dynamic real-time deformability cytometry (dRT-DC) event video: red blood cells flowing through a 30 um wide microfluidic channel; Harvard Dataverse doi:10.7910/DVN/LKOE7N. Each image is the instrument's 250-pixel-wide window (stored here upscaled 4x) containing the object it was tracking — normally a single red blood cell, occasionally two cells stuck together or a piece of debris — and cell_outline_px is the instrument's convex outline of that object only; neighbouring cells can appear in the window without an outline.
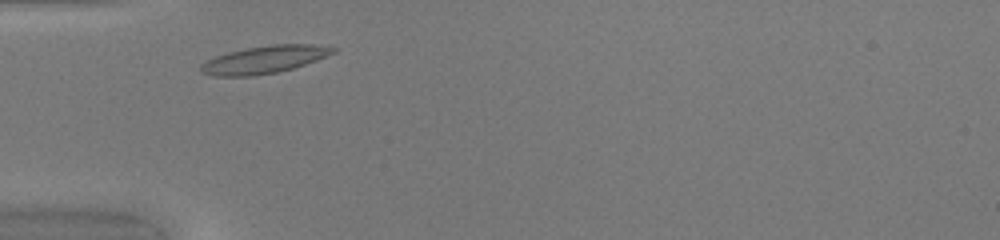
{"species": "common noctule bat (a hibernating species)", "species_latin": "Nyctalus noctula", "temperature_condition": "warm", "stored_images_in_passage": 29, "camera_frame_rate_fps": 3000, "um_per_image_px": 0.085, "animal": {"sex": "female", "body_mass_g": 20.0, "forearm_length_mm": 54.0}, "frame": {"image": 1, "passage_image": 3, "time_ms": 0.667, "image_size_px": [1000, 240], "cell_outline_px": [[336, 52], [316, 60], [292, 68], [276, 72], [252, 76], [212, 76], [200, 72], [200, 64], [216, 56], [228, 52], [248, 48], [272, 44], [312, 44], [336, 48]], "centroid_in_image_um": [22.44, 5.07], "position_along_channel_um": 62.6, "area_um2": 20.98}}
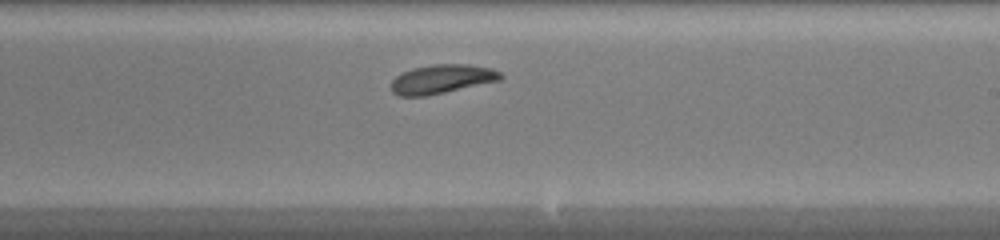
{"frame": {"image": 2, "passage_image": 17, "time_ms": 5.333, "image_size_px": [1000, 240], "cell_outline_px": [[504, 76], [500, 80], [428, 96], [400, 96], [392, 92], [392, 80], [396, 76], [412, 68], [432, 64], [468, 64], [492, 68], [500, 72]], "centroid_in_image_um": [37.57, 6.72], "position_along_channel_um": 251.4, "area_um2": 18.5}}
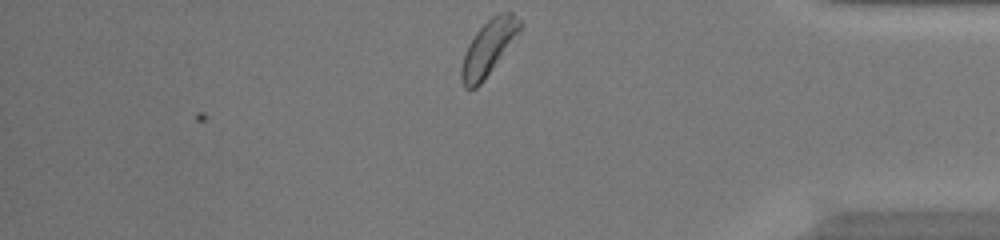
{"frame": {"image": 3, "passage_image": 29, "time_ms": 9.333, "image_size_px": [1000, 240], "cell_outline_px": [[520, 28], [484, 80], [476, 88], [464, 88], [460, 76], [460, 68], [468, 44], [476, 32], [492, 16], [500, 12], [512, 12], [520, 20]], "centroid_in_image_um": [41.45, 4.07], "position_along_channel_um": 393.7, "area_um2": 17.92}, "authors_computed_cell_mechanics": {"area_um2": 18.496, "velocity_mm_per_s": 4.1376, "shape_relaxation_time_tau1_ms": 2.3647, "shape_relaxation_time_tau2_ms": null, "deformation_change_tau1": 0.1078, "deformation_change_tau2": null}}